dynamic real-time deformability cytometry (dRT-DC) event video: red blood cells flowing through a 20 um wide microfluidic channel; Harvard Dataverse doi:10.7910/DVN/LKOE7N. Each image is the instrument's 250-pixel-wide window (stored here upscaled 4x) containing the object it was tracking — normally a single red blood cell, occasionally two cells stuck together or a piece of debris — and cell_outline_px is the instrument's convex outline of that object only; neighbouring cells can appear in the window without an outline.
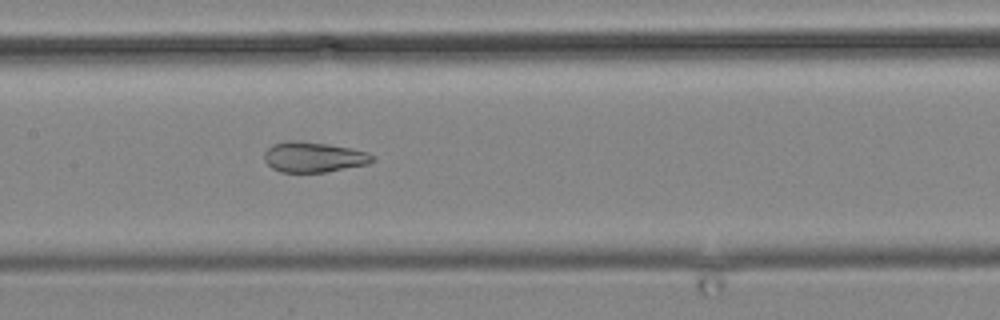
{"species": "common noctule bat (a hibernating species)", "species_latin": "Nyctalus noctula", "temperature_condition": "cold", "stored_images_in_passage": 7, "camera_frame_rate_fps": 3000, "um_per_image_px": 0.085, "animal": {"sex": "male", "body_mass_g": 19.2, "forearm_length_mm": 51.8}, "frame": {"image": 1, "passage_image": 7, "time_ms": 7.0, "image_size_px": [1000, 320], "cell_outline_px": [[376, 160], [368, 164], [324, 172], [280, 172], [272, 168], [264, 160], [264, 152], [272, 144], [292, 140], [296, 140], [328, 144], [352, 148], [368, 152], [376, 156]], "centroid_in_image_um": [26.68, 13.35], "position_along_channel_um": 180.7, "area_um2": 19.25}}